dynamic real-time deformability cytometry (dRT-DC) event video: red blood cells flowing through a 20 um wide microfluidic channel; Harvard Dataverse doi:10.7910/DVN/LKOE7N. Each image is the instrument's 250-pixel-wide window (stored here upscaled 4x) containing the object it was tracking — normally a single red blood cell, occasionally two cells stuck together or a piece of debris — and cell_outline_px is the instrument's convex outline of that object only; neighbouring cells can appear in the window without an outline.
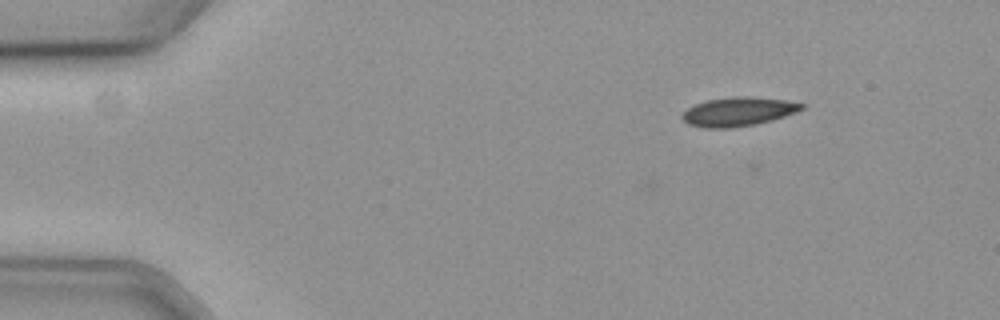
{"species": "common noctule bat (a hibernating species)", "species_latin": "Nyctalus noctula", "temperature_condition": "cold", "stored_images_in_passage": 9, "camera_frame_rate_fps": 3000, "um_per_image_px": 0.085, "animal": {"sex": "female", "body_mass_g": 19.3, "forearm_length_mm": 54.1}, "frame": {"image": 1, "passage_image": 9, "time_ms": 2.667, "image_size_px": [1000, 320], "cell_outline_px": [[804, 108], [796, 112], [772, 120], [756, 124], [732, 128], [704, 128], [688, 124], [680, 116], [688, 108], [696, 104], [708, 100], [736, 96], [744, 96], [784, 100], [804, 104]], "centroid_in_image_um": [62.73, 9.5], "position_along_channel_um": 22.3, "area_um2": 19.94}}